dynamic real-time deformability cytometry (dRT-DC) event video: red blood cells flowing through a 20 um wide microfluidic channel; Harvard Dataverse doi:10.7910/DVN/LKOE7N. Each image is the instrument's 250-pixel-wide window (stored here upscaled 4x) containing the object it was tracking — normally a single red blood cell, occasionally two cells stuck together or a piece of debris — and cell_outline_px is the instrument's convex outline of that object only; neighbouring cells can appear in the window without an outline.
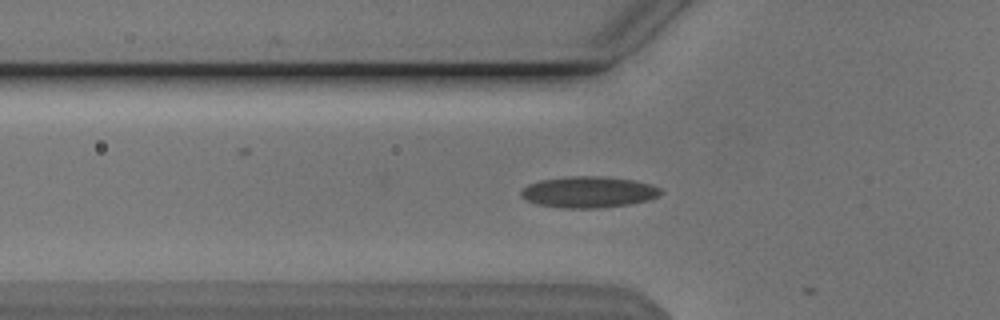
{"species": "Egyptian fruit bat (a non-hibernating species)", "species_latin": "Rousettus aegyptiacus", "temperature_condition": "cold", "stored_images_in_passage": 14, "camera_frame_rate_fps": 3000, "um_per_image_px": 0.085, "animal": {"sex": "male"}, "frame": {"image": 1, "passage_image": 13, "time_ms": 4.0, "image_size_px": [1000, 320], "cell_outline_px": [[664, 192], [660, 196], [648, 200], [632, 204], [600, 208], [560, 208], [536, 204], [524, 200], [520, 196], [520, 192], [528, 184], [540, 180], [568, 176], [604, 176], [636, 180], [652, 184], [660, 188]], "centroid_in_image_um": [50.05, 16.32], "position_along_channel_um": 75.8, "area_um2": 25.95}}